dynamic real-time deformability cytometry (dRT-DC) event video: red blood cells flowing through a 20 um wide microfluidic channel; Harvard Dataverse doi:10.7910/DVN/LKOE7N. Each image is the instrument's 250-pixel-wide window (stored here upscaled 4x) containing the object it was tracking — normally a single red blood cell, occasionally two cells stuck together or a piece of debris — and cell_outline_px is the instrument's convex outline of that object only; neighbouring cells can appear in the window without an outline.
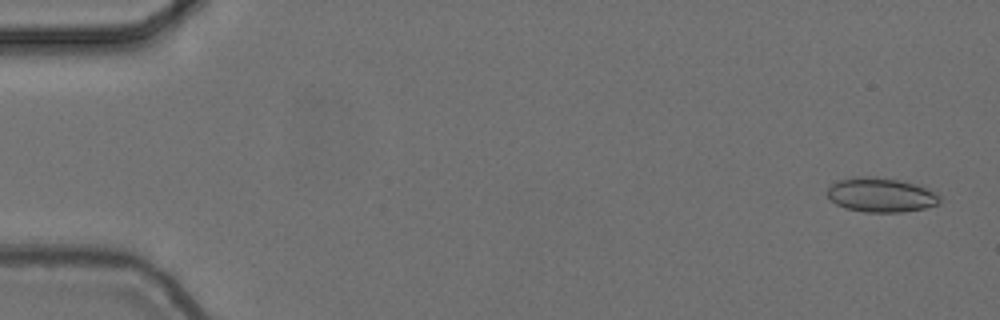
{"species": "common noctule bat (a hibernating species)", "species_latin": "Nyctalus noctula", "temperature_condition": "cold", "stored_images_in_passage": 55, "camera_frame_rate_fps": 3000, "um_per_image_px": 0.085, "animal": {"sex": "female", "body_mass_g": 24.6, "forearm_length_mm": 56.2}, "frame": {"image": 1, "passage_image": 2, "time_ms": 0.333, "image_size_px": [1000, 320], "cell_outline_px": [[940, 200], [936, 204], [924, 208], [900, 212], [864, 212], [844, 208], [836, 204], [828, 196], [828, 188], [832, 184], [840, 180], [856, 176], [876, 176], [900, 180], [936, 192], [940, 196]], "centroid_in_image_um": [74.85, 16.57], "position_along_channel_um": 10.2, "area_um2": 22.31}}
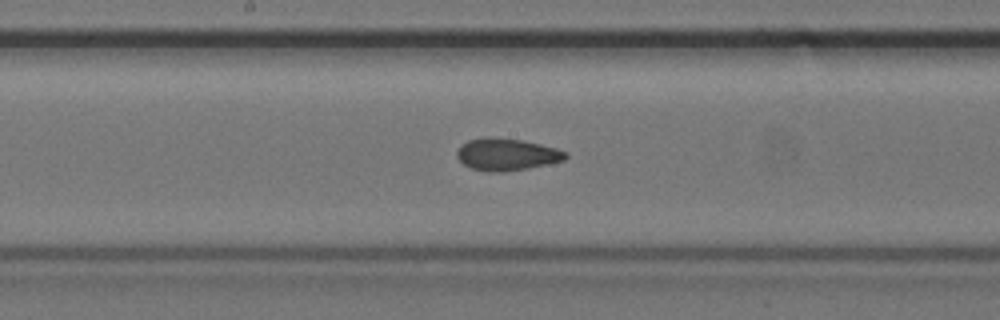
{"frame": {"image": 2, "passage_image": 29, "time_ms": 9.333, "image_size_px": [1000, 320], "cell_outline_px": [[568, 156], [564, 160], [548, 164], [528, 168], [504, 172], [488, 172], [472, 168], [464, 164], [456, 156], [456, 152], [460, 144], [468, 140], [488, 136], [520, 140], [540, 144], [556, 148], [568, 152]], "centroid_in_image_um": [43.05, 13.12], "position_along_channel_um": 205.1, "area_um2": 20.4}}
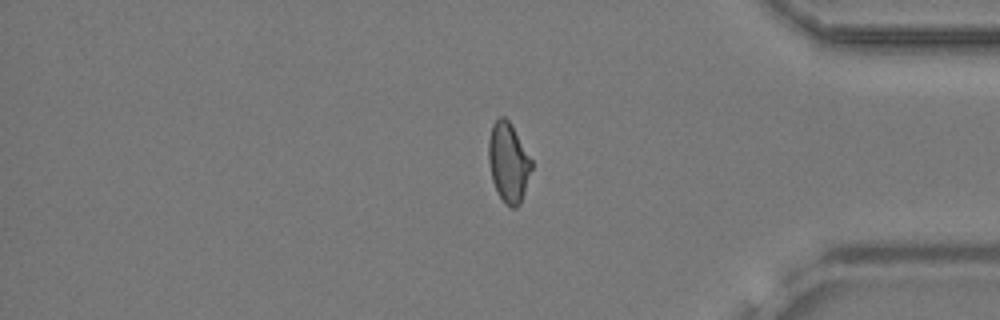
{"frame": {"image": 3, "passage_image": 46, "time_ms": 15.0, "image_size_px": [1000, 320], "cell_outline_px": [[532, 168], [520, 204], [516, 208], [512, 208], [504, 204], [492, 180], [488, 160], [488, 140], [492, 124], [500, 116], [504, 116], [508, 120], [532, 160]], "centroid_in_image_um": [43.2, 13.81], "position_along_channel_um": 392.0, "area_um2": 19.77}, "authors_computed_cell_mechanics": {"area_um2": 20.2878, "velocity_mm_per_s": 3.7109, "shape_relaxation_time_tau1_ms": 9.9081, "shape_relaxation_time_tau2_ms": 2.8778, "deformation_change_tau1": 0.1767, "deformation_change_tau2": 0.0788}}